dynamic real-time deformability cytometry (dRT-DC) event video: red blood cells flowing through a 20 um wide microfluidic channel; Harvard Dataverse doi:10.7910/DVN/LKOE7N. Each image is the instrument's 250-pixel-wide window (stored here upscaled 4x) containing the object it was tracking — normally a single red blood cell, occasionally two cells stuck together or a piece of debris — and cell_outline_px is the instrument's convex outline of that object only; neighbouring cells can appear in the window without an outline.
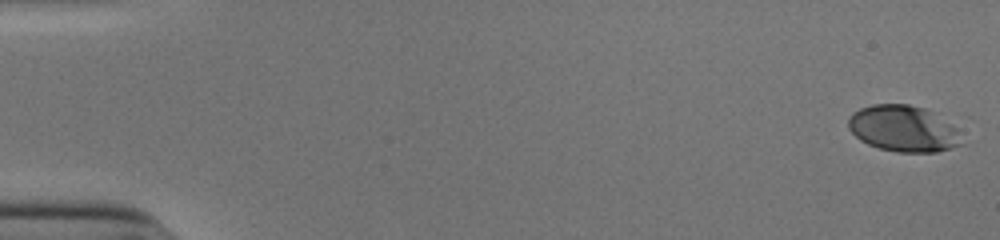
{"species": "human", "species_latin": "Homo sapiens", "temperature_condition": "cold", "stored_images_in_passage": 53, "camera_frame_rate_fps": 3000, "um_per_image_px": 0.085, "donor": {"sex": "male"}, "frame": {"image": 1, "passage_image": 1, "time_ms": 0.0, "image_size_px": [1000, 240], "cell_outline_px": [[964, 144], [936, 152], [896, 152], [880, 148], [868, 144], [860, 140], [848, 128], [848, 120], [852, 112], [860, 108], [872, 104], [908, 104], [924, 108], [952, 124], [956, 128]], "centroid_in_image_um": [76.77, 10.93], "position_along_channel_um": 8.2, "area_um2": 30.52}}
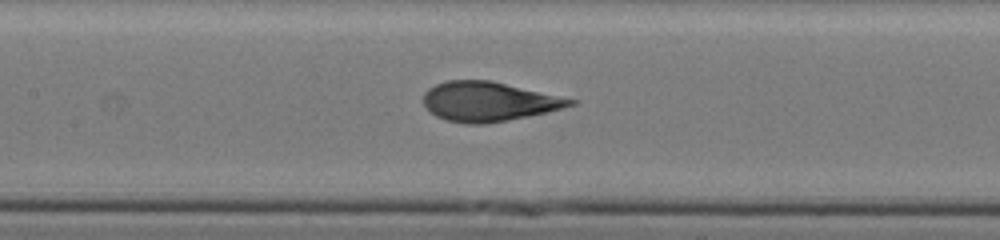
{"frame": {"image": 2, "passage_image": 26, "time_ms": 8.333, "image_size_px": [1000, 240], "cell_outline_px": [[580, 100], [576, 104], [528, 116], [488, 124], [468, 124], [448, 120], [436, 116], [424, 104], [424, 92], [428, 88], [436, 84], [448, 80], [488, 80]], "centroid_in_image_um": [41.54, 8.63], "position_along_channel_um": 165.9, "area_um2": 33.47}}
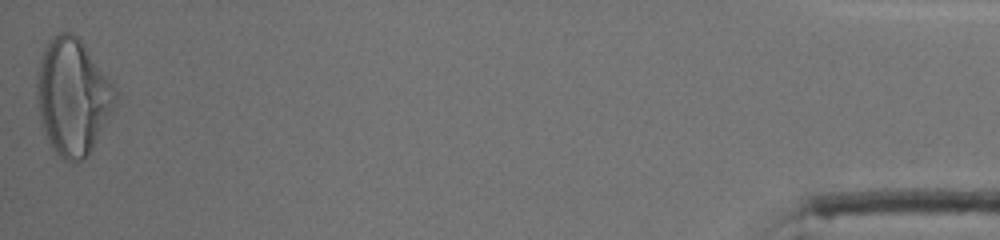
{"frame": {"image": 3, "passage_image": 53, "time_ms": 17.333, "image_size_px": [1000, 240], "cell_outline_px": [[116, 104], [92, 148], [84, 160], [76, 164], [72, 164], [64, 160], [52, 148], [44, 132], [40, 120], [36, 96], [36, 72], [44, 48], [48, 40], [60, 32], [68, 32], [76, 36], [80, 40], [108, 80], [116, 92]], "centroid_in_image_um": [6.12, 8.27], "position_along_channel_um": 429.1, "area_um2": 52.54}, "authors_computed_cell_mechanics": {"area_um2": 33.4662, "velocity_mm_per_s": 3.9127, "shape_relaxation_time_tau1_ms": 4.5976, "shape_relaxation_time_tau2_ms": 0.682, "deformation_change_tau1": 0.2183, "deformation_change_tau2": 0.0759}}